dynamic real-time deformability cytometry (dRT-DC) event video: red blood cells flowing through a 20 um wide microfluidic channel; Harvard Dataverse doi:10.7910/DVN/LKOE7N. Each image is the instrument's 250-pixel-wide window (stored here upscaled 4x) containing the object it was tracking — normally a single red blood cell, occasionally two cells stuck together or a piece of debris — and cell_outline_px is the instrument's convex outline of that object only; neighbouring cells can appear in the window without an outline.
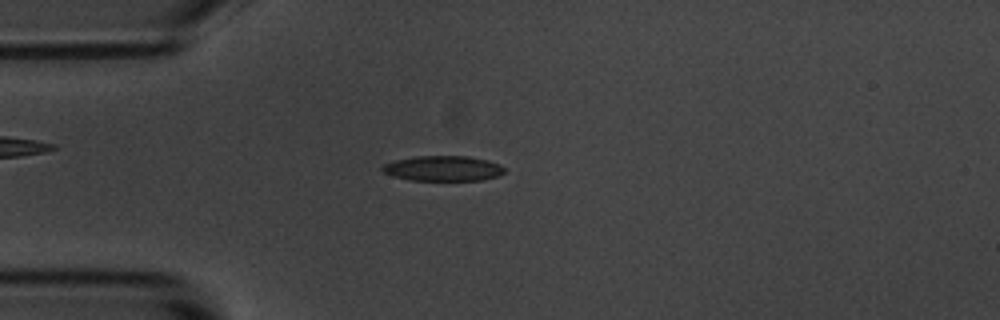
{"species": "common noctule bat (a hibernating species)", "species_latin": "Nyctalus noctula", "temperature_condition": "room temperature", "stored_images_in_passage": 54, "camera_frame_rate_fps": 3000, "um_per_image_px": 0.085, "animal": {"sex": "male", "body_mass_g": 20.1, "forearm_length_mm": 53.5}, "frame": {"image": 1, "passage_image": 14, "time_ms": 4.333, "image_size_px": [1000, 320], "cell_outline_px": [[504, 172], [500, 176], [484, 180], [408, 180], [392, 176], [384, 172], [380, 168], [384, 164], [392, 160], [416, 156], [468, 156], [488, 160], [500, 164], [504, 168]], "centroid_in_image_um": [37.66, 14.31], "position_along_channel_um": 47.3, "area_um2": 18.15}}
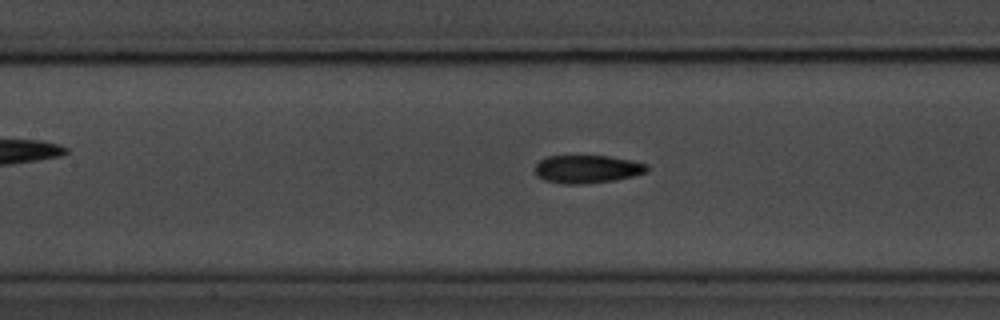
{"frame": {"image": 2, "passage_image": 24, "time_ms": 7.667, "image_size_px": [1000, 320], "cell_outline_px": [[648, 172], [632, 176], [612, 180], [584, 184], [564, 184], [544, 180], [536, 176], [536, 164], [540, 160], [548, 156], [608, 156], [632, 160], [648, 164]], "centroid_in_image_um": [49.91, 14.37], "position_along_channel_um": 157.5, "area_um2": 18.26}}
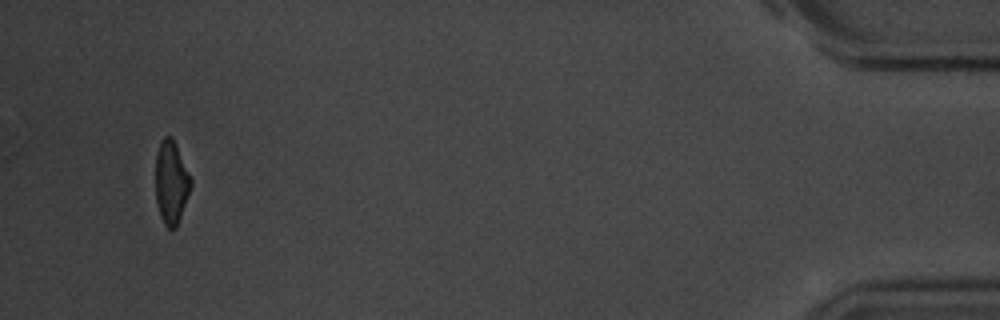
{"frame": {"image": 3, "passage_image": 52, "time_ms": 17.0, "image_size_px": [1000, 320], "cell_outline_px": [[192, 184], [176, 228], [168, 228], [164, 224], [160, 216], [156, 204], [156, 152], [160, 140], [164, 136], [172, 136], [176, 144], [192, 180]], "centroid_in_image_um": [14.54, 15.48], "position_along_channel_um": 420.7, "area_um2": 17.11}, "authors_computed_cell_mechanics": {"area_um2": 17.8891, "velocity_mm_per_s": 3.6658, "shape_relaxation_time_tau1_ms": 5.9578, "shape_relaxation_time_tau2_ms": 4.2108, "deformation_change_tau1": 0.1684, "deformation_change_tau2": 0.1266}}